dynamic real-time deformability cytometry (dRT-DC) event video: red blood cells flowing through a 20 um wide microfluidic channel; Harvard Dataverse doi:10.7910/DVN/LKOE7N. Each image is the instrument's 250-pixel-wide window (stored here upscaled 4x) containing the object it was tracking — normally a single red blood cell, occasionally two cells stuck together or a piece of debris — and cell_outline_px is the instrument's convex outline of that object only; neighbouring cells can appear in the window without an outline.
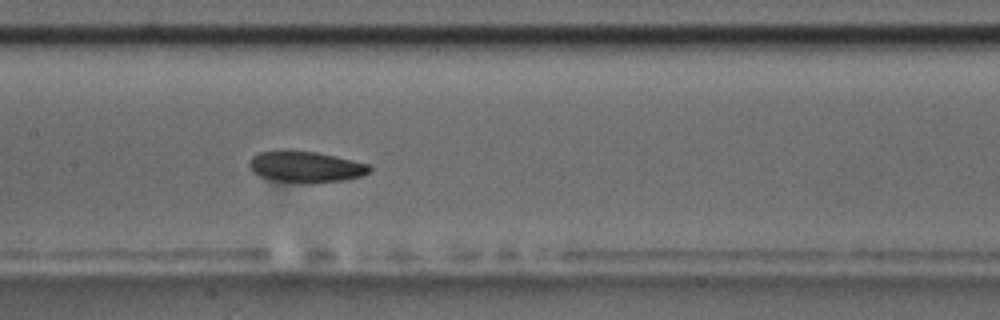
{"species": "common noctule bat (a hibernating species)", "species_latin": "Nyctalus noctula", "temperature_condition": "room temperature", "stored_images_in_passage": 7, "camera_frame_rate_fps": 3000, "um_per_image_px": 0.085, "animal": {"sex": "male", "body_mass_g": 17.5, "forearm_length_mm": 52.3}, "frame": {"image": 1, "passage_image": 7, "time_ms": 2.0, "image_size_px": [1000, 320], "cell_outline_px": [[372, 168], [368, 172], [360, 176], [344, 180], [312, 184], [300, 184], [272, 180], [260, 176], [252, 172], [248, 164], [248, 160], [252, 156], [260, 152], [280, 148], [288, 148], [316, 152], [336, 156], [368, 164]], "centroid_in_image_um": [25.9, 14.16], "position_along_channel_um": 181.5, "area_um2": 22.66}}